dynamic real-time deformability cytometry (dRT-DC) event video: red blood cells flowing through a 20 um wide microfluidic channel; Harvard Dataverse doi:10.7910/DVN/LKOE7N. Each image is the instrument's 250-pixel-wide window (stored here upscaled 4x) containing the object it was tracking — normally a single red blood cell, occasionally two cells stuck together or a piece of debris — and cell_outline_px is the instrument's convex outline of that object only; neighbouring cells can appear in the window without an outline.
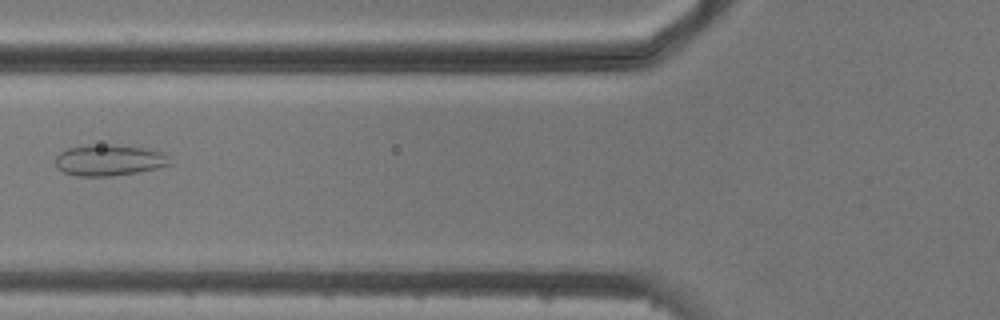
{"species": "common noctule bat (a hibernating species)", "species_latin": "Nyctalus noctula", "temperature_condition": "cold", "stored_images_in_passage": 8, "camera_frame_rate_fps": 3000, "um_per_image_px": 0.085, "animal": {"sex": "male", "body_mass_g": 20.5, "forearm_length_mm": 52.5}, "frame": {"image": 1, "passage_image": 4, "time_ms": 4.333, "image_size_px": [1000, 320], "cell_outline_px": [[172, 164], [156, 168], [136, 172], [108, 176], [76, 176], [64, 172], [56, 168], [56, 156], [60, 152], [68, 148], [88, 144], [112, 144], [144, 148], [164, 152]], "centroid_in_image_um": [9.24, 13.6], "position_along_channel_um": 116.6, "area_um2": 20.81}}
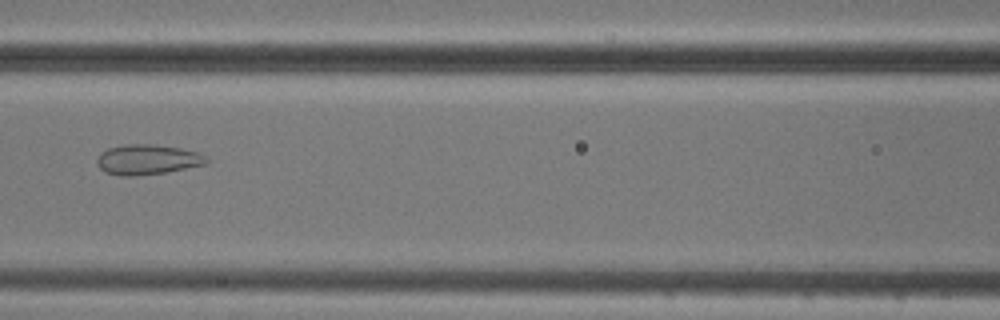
{"frame": {"image": 2, "passage_image": 5, "time_ms": 5.333, "image_size_px": [1000, 320], "cell_outline_px": [[208, 164], [164, 172], [132, 176], [124, 176], [104, 172], [96, 164], [96, 160], [100, 152], [108, 148], [124, 144], [152, 144], [180, 148], [196, 152], [204, 156], [208, 160]], "centroid_in_image_um": [12.48, 13.56], "position_along_channel_um": 154.1, "area_um2": 19.13}}
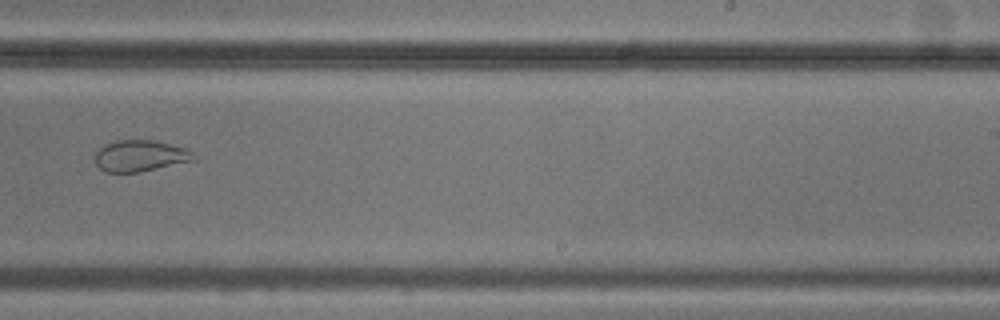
{"frame": {"image": 3, "passage_image": 8, "time_ms": 8.667, "image_size_px": [1000, 320], "cell_outline_px": [[200, 156], [196, 160], [140, 172], [104, 172], [96, 164], [96, 152], [104, 144], [116, 140], [152, 140], [188, 148]], "centroid_in_image_um": [11.98, 13.24], "position_along_channel_um": 277.0, "area_um2": 18.26}}